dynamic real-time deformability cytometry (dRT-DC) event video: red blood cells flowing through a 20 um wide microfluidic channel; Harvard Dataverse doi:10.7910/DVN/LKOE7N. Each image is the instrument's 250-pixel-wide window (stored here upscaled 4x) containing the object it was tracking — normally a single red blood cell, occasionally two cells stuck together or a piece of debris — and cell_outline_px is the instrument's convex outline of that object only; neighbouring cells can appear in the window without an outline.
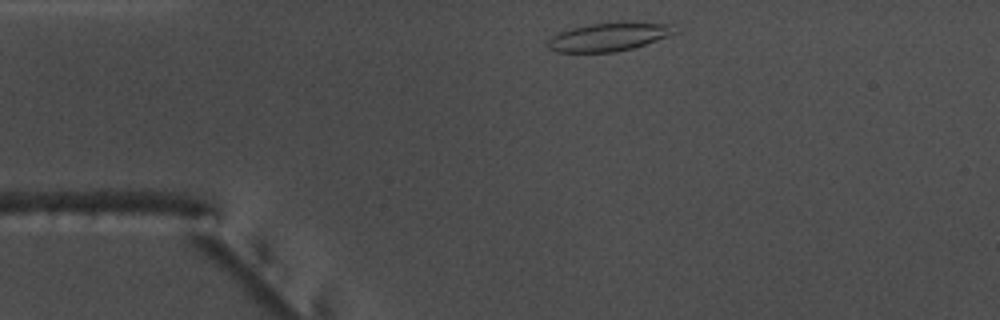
{"species": "common noctule bat (a hibernating species)", "species_latin": "Nyctalus noctula", "temperature_condition": "warm", "stored_images_in_passage": 35, "camera_frame_rate_fps": 3000, "um_per_image_px": 0.085, "animal": {"sex": "male", "body_mass_g": 17.5, "forearm_length_mm": 52.3}, "frame": {"image": 1, "passage_image": 2, "time_ms": 0.333, "image_size_px": [1000, 320], "cell_outline_px": [[680, 32], [632, 48], [616, 52], [556, 52], [548, 48], [548, 40], [556, 32], [588, 24], [676, 24]], "centroid_in_image_um": [51.72, 3.16], "position_along_channel_um": 33.3, "area_um2": 20.46}}
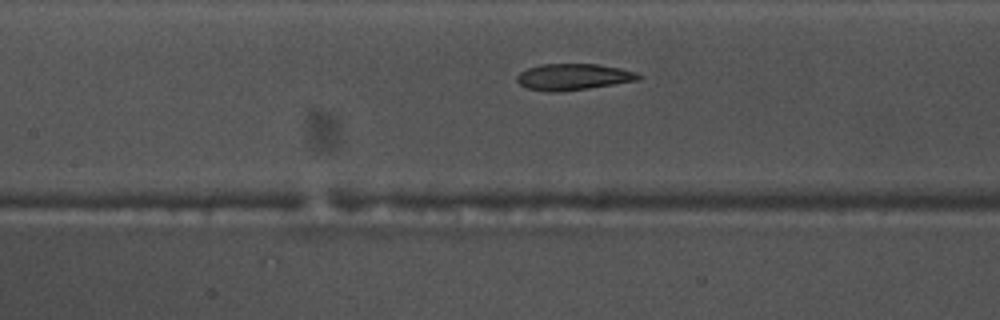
{"frame": {"image": 2, "passage_image": 15, "time_ms": 4.667, "image_size_px": [1000, 320], "cell_outline_px": [[644, 76], [640, 80], [588, 88], [528, 88], [520, 84], [516, 80], [516, 76], [520, 72], [528, 68], [540, 64], [596, 64], [620, 68], [636, 72]], "centroid_in_image_um": [48.83, 6.47], "position_along_channel_um": 158.6, "area_um2": 17.69}}
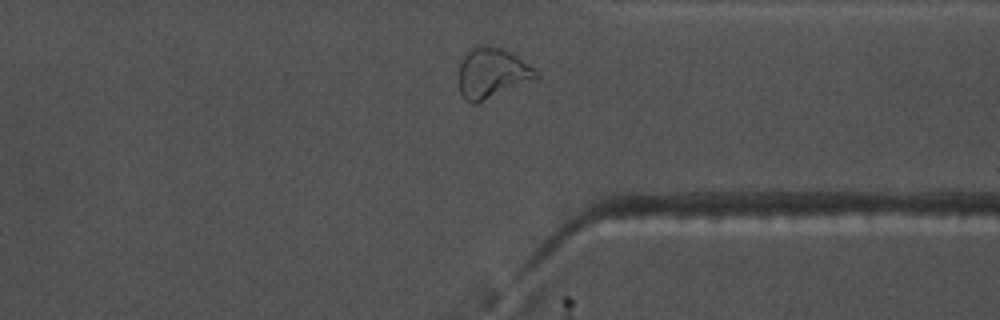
{"frame": {"image": 3, "passage_image": 32, "time_ms": 10.333, "image_size_px": [1000, 320], "cell_outline_px": [[540, 76], [536, 80], [476, 104], [472, 104], [464, 100], [460, 92], [456, 80], [460, 64], [464, 56], [472, 48], [480, 44], [484, 44], [500, 48], [516, 56], [536, 68], [540, 72]], "centroid_in_image_um": [41.82, 6.24], "position_along_channel_um": 369.6, "area_um2": 23.24}, "authors_computed_cell_mechanics": {"area_um2": 19.363, "velocity_mm_per_s": 3.7644, "shape_relaxation_time_tau1_ms": null, "shape_relaxation_time_tau2_ms": 2.8984, "deformation_change_tau1": null, "deformation_change_tau2": 0.1101}}